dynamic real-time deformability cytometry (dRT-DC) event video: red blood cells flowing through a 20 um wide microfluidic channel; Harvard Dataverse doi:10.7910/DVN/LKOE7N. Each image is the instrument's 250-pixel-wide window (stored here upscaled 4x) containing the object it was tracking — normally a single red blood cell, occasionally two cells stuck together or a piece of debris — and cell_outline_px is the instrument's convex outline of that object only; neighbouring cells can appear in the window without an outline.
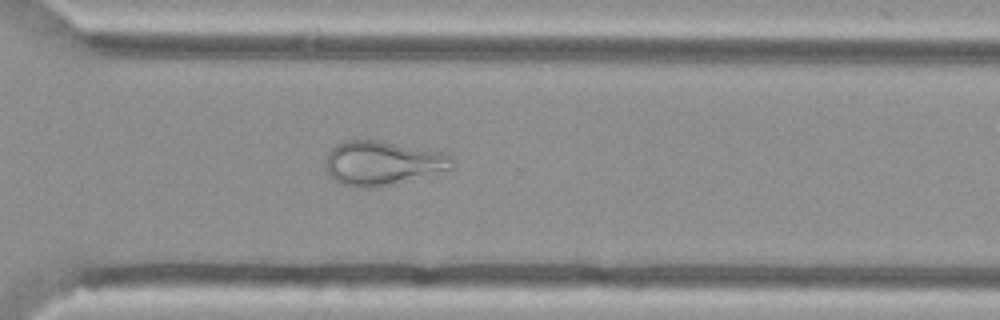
{"species": "Egyptian fruit bat (a non-hibernating species)", "species_latin": "Rousettus aegyptiacus", "temperature_condition": "cold", "stored_images_in_passage": 54, "camera_frame_rate_fps": 3000, "um_per_image_px": 0.085, "animal": {"sex": "female"}, "frame": {"image": 1, "passage_image": 39, "time_ms": 12.667, "image_size_px": [1000, 320], "cell_outline_px": [[456, 160], [452, 168], [368, 188], [360, 188], [340, 184], [324, 168], [324, 160], [332, 148], [336, 144], [344, 140], [376, 140], [444, 152], [452, 156]], "centroid_in_image_um": [32.45, 13.82], "position_along_channel_um": 338.1, "area_um2": 31.96}}
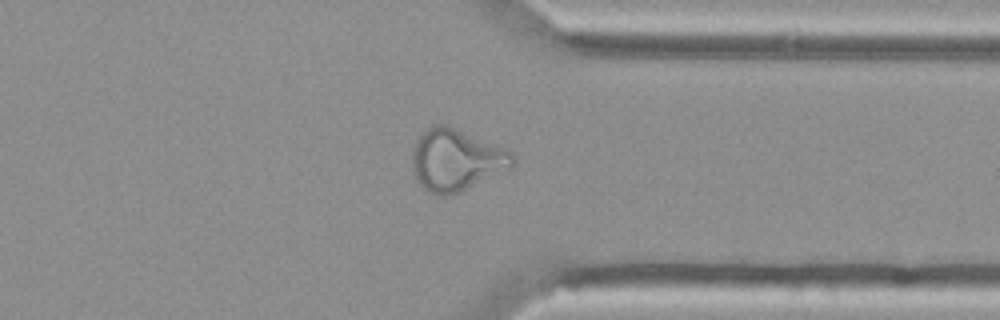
{"frame": {"image": 2, "passage_image": 42, "time_ms": 13.667, "image_size_px": [1000, 320], "cell_outline_px": [[516, 164], [512, 168], [460, 192], [444, 196], [436, 196], [428, 192], [416, 180], [412, 168], [412, 152], [416, 140], [432, 124], [444, 124], [504, 148], [512, 152], [516, 156]], "centroid_in_image_um": [38.78, 13.63], "position_along_channel_um": 372.6, "area_um2": 36.24}}
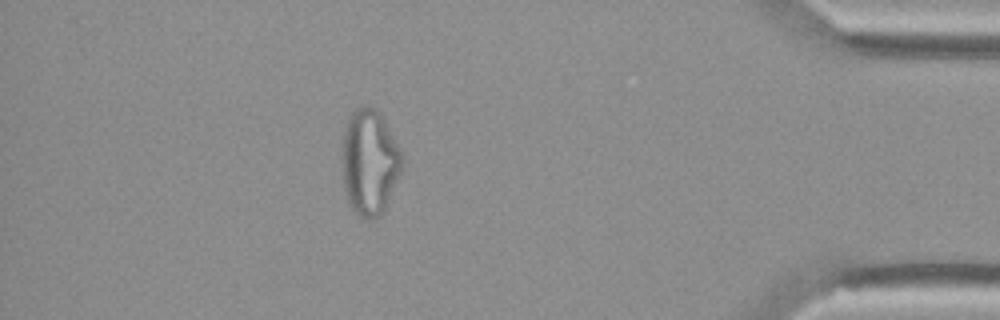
{"frame": {"image": 3, "passage_image": 48, "time_ms": 15.667, "image_size_px": [1000, 320], "cell_outline_px": [[404, 160], [400, 172], [384, 212], [380, 216], [372, 220], [364, 220], [348, 204], [344, 188], [340, 160], [340, 148], [344, 128], [352, 112], [356, 108], [364, 104], [376, 108], [380, 112]], "centroid_in_image_um": [31.36, 13.8], "position_along_channel_um": 403.8, "area_um2": 37.51}}